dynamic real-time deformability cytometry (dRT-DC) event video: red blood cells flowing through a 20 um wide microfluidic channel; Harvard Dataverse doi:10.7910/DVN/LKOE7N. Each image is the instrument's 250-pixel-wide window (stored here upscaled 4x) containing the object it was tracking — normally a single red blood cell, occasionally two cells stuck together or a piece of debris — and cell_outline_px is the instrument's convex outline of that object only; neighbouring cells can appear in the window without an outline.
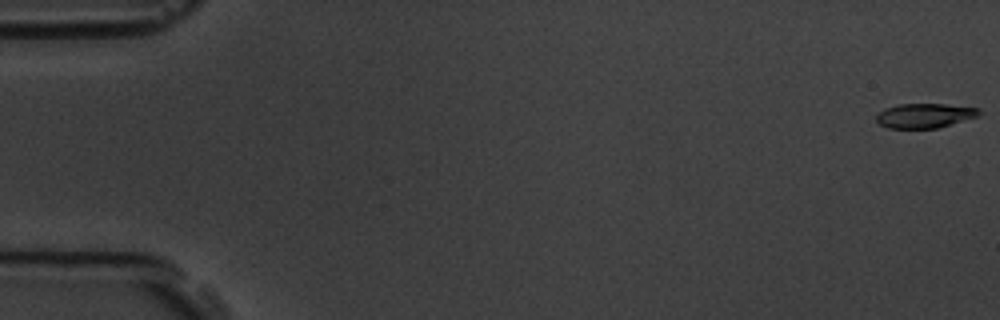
{"species": "common noctule bat (a hibernating species)", "species_latin": "Nyctalus noctula", "temperature_condition": "room temperature", "stored_images_in_passage": 5, "camera_frame_rate_fps": 3000, "um_per_image_px": 0.085, "animal": {"sex": "male", "body_mass_g": 19.5, "forearm_length_mm": 54.6}, "frame": {"image": 1, "passage_image": 1, "time_ms": 0.0, "image_size_px": [1000, 320], "cell_outline_px": [[980, 112], [976, 116], [936, 128], [888, 128], [880, 124], [876, 120], [876, 116], [884, 108], [900, 104], [944, 104], [980, 108]], "centroid_in_image_um": [78.55, 9.82], "position_along_channel_um": 6.4, "area_um2": 14.39}}
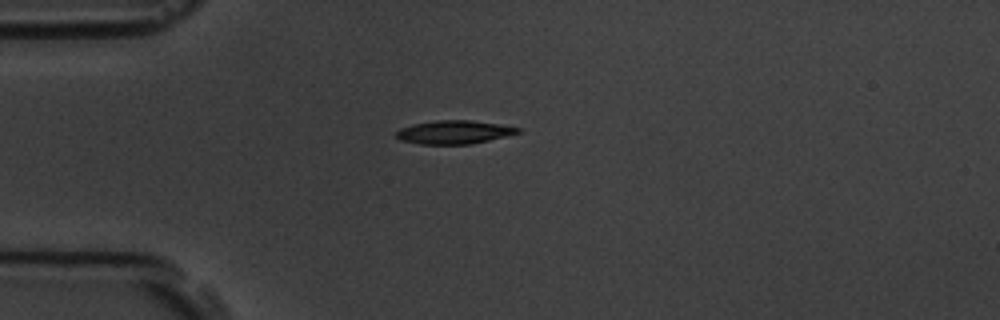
{"frame": {"image": 2, "passage_image": 4, "time_ms": 4.667, "image_size_px": [1000, 320], "cell_outline_px": [[520, 132], [488, 140], [468, 144], [420, 144], [400, 140], [396, 136], [396, 132], [400, 128], [412, 124], [436, 120], [472, 120], [500, 124], [520, 128]], "centroid_in_image_um": [38.55, 11.22], "position_along_channel_um": 46.4, "area_um2": 16.47}}